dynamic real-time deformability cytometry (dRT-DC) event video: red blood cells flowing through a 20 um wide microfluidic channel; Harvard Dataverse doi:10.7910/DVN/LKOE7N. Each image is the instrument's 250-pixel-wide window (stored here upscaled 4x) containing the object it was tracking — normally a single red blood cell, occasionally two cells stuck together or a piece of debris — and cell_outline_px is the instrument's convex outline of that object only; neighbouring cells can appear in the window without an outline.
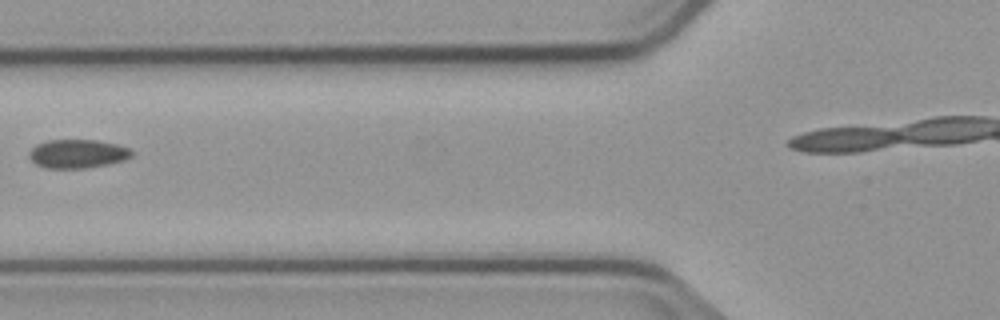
{"species": "common noctule bat (a hibernating species)", "species_latin": "Nyctalus noctula", "temperature_condition": "cold", "stored_images_in_passage": 4, "segment_of_instrument_passage": [1, 2], "camera_frame_rate_fps": 3000, "um_per_image_px": 0.085, "animal": {"sex": "male", "body_mass_g": 23.1, "forearm_length_mm": 52.7}, "frame": {"image": 1, "passage_image": 2, "time_ms": 1.333, "image_size_px": [1000, 320], "cell_outline_px": [[132, 156], [124, 160], [108, 164], [84, 168], [44, 168], [36, 164], [28, 156], [28, 152], [36, 144], [48, 140], [96, 140], [116, 144], [128, 148], [132, 152]], "centroid_in_image_um": [6.56, 13.07], "position_along_channel_um": 119.2, "area_um2": 17.11}}
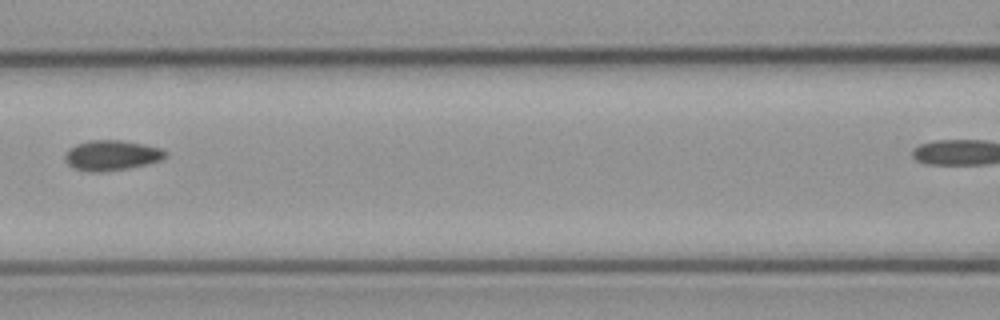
{"frame": {"image": 2, "passage_image": 3, "time_ms": 2.333, "image_size_px": [1000, 320], "cell_outline_px": [[168, 156], [160, 160], [128, 168], [104, 172], [88, 172], [72, 168], [64, 160], [64, 156], [68, 148], [76, 144], [88, 140], [120, 140], [144, 144], [160, 148], [168, 152]], "centroid_in_image_um": [9.45, 13.2], "position_along_channel_um": 157.2, "area_um2": 17.86}}